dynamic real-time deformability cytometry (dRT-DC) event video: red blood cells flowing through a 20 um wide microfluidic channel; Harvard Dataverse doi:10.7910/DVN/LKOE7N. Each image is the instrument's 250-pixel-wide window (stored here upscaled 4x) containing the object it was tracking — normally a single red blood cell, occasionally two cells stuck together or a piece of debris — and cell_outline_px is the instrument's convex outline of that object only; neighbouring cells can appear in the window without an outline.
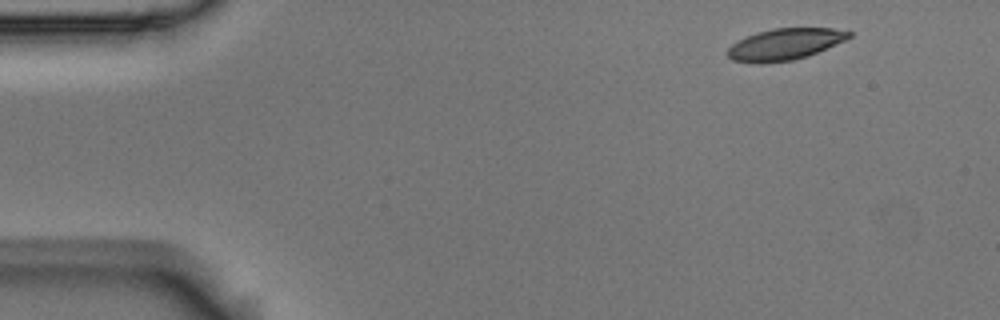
{"species": "Egyptian fruit bat (a non-hibernating species)", "species_latin": "Rousettus aegyptiacus", "temperature_condition": "room temperature", "stored_images_in_passage": 4, "segment_of_instrument_passage": [1, 2], "camera_frame_rate_fps": 3000, "um_per_image_px": 0.085, "animal": {"sex": "male"}, "frame": {"image": 1, "passage_image": 1, "time_ms": 0.0, "image_size_px": [1000, 320], "cell_outline_px": [[852, 36], [844, 40], [808, 56], [792, 60], [760, 64], [732, 60], [728, 56], [728, 48], [732, 44], [756, 32], [776, 28], [832, 28], [852, 32]], "centroid_in_image_um": [66.7, 3.76], "position_along_channel_um": 18.3, "area_um2": 22.02}}